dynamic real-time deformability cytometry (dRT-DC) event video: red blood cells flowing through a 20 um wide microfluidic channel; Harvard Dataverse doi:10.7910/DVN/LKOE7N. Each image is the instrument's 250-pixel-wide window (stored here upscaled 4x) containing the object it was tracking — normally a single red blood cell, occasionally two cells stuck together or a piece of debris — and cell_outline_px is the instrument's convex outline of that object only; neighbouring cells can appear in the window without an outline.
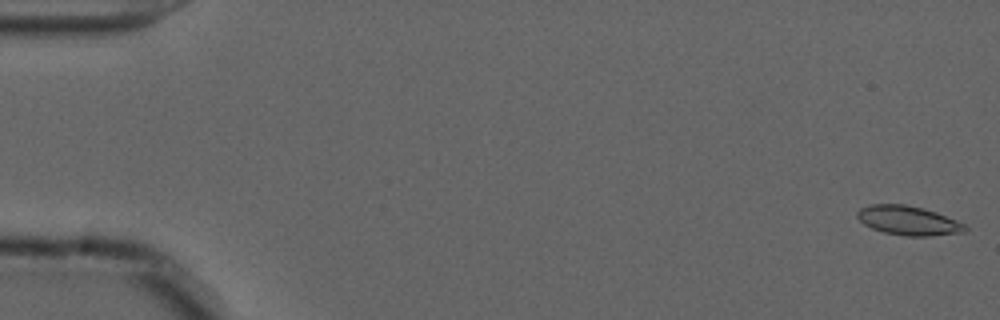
{"species": "common noctule bat (a hibernating species)", "species_latin": "Nyctalus noctula", "temperature_condition": "cold", "stored_images_in_passage": 55, "camera_frame_rate_fps": 3000, "um_per_image_px": 0.085, "animal": {"sex": "male", "forearm_length_mm": 52.5}, "frame": {"image": 1, "passage_image": 1, "time_ms": 0.0, "image_size_px": [1000, 320], "cell_outline_px": [[968, 228], [964, 232], [932, 236], [904, 236], [884, 232], [872, 228], [864, 224], [856, 216], [856, 212], [860, 208], [872, 204], [904, 204], [924, 208], [936, 212], [956, 220], [964, 224]], "centroid_in_image_um": [77.2, 18.74], "position_along_channel_um": 7.8, "area_um2": 18.38}}
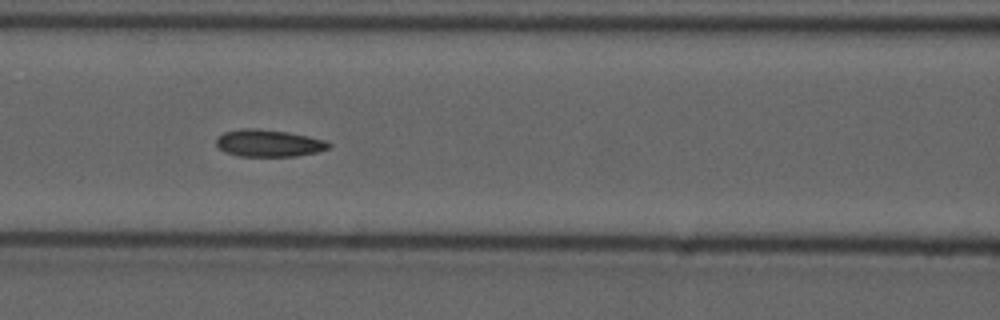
{"frame": {"image": 2, "passage_image": 24, "time_ms": 7.667, "image_size_px": [1000, 320], "cell_outline_px": [[332, 144], [328, 148], [316, 152], [296, 156], [240, 156], [224, 152], [216, 144], [216, 136], [224, 132], [240, 128], [256, 128], [288, 132], [308, 136], [324, 140]], "centroid_in_image_um": [22.8, 12.16], "position_along_channel_um": 143.8, "area_um2": 17.8}}
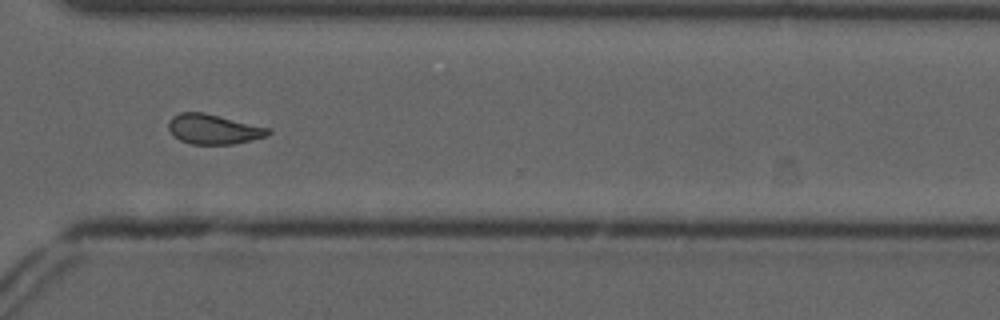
{"frame": {"image": 3, "passage_image": 41, "time_ms": 13.333, "image_size_px": [1000, 320], "cell_outline_px": [[272, 132], [268, 136], [252, 140], [232, 144], [192, 144], [180, 140], [168, 128], [168, 120], [172, 116], [180, 112], [204, 112], [268, 128]], "centroid_in_image_um": [18.14, 10.97], "position_along_channel_um": 352.5, "area_um2": 17.22}, "authors_computed_cell_mechanics": {"area_um2": 17.3978, "velocity_mm_per_s": 3.6861, "shape_relaxation_time_tau1_ms": null, "shape_relaxation_time_tau2_ms": 3.6655, "deformation_change_tau1": null, "deformation_change_tau2": 0.0943}}